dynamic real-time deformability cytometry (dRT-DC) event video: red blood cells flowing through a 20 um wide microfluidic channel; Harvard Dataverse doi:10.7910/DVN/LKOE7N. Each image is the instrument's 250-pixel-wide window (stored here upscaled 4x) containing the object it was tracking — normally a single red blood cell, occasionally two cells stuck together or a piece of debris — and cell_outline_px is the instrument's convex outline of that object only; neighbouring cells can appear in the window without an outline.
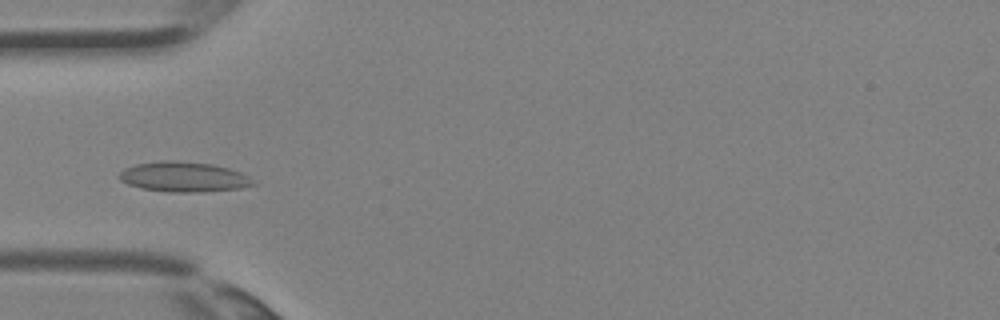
{"species": "Egyptian fruit bat (a non-hibernating species)", "species_latin": "Rousettus aegyptiacus", "temperature_condition": "room temperature", "stored_images_in_passage": 3, "camera_frame_rate_fps": 3000, "um_per_image_px": 0.085, "animal": {"sex": "female"}, "frame": {"image": 1, "passage_image": 3, "time_ms": 0.667, "image_size_px": [1000, 320], "cell_outline_px": [[256, 184], [240, 188], [200, 192], [168, 192], [140, 188], [128, 184], [120, 180], [116, 176], [124, 168], [136, 164], [160, 160], [176, 160], [212, 164], [228, 168], [240, 172], [248, 176]], "centroid_in_image_um": [15.56, 15.03], "position_along_channel_um": 69.4, "area_um2": 23.58}}